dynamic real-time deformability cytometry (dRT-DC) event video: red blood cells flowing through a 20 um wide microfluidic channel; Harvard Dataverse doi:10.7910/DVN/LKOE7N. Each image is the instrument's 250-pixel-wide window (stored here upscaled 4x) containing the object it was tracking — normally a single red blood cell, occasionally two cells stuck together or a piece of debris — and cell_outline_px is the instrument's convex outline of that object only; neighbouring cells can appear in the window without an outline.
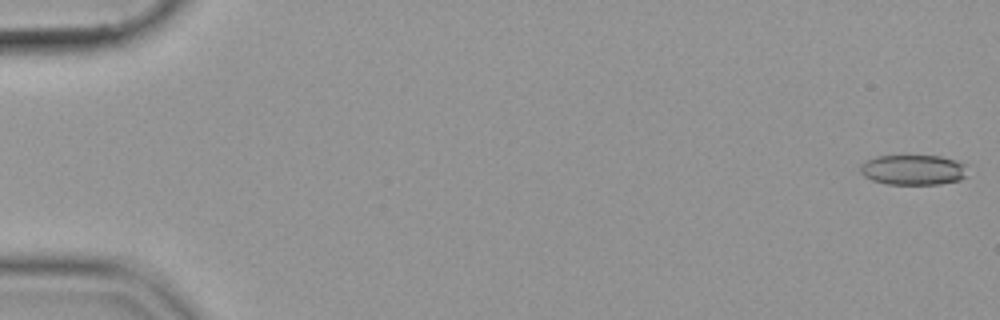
{"species": "common noctule bat (a hibernating species)", "species_latin": "Nyctalus noctula", "temperature_condition": "cold", "stored_images_in_passage": 55, "camera_frame_rate_fps": 3000, "um_per_image_px": 0.085, "animal": {"sex": "female", "body_mass_g": 19.9}, "frame": {"image": 1, "passage_image": 1, "time_ms": 0.0, "image_size_px": [1000, 320], "cell_outline_px": [[968, 176], [960, 180], [940, 184], [888, 184], [872, 180], [864, 176], [860, 172], [860, 164], [876, 156], [940, 156], [956, 160], [968, 164]], "centroid_in_image_um": [77.69, 14.44], "position_along_channel_um": 7.3, "area_um2": 19.13}}
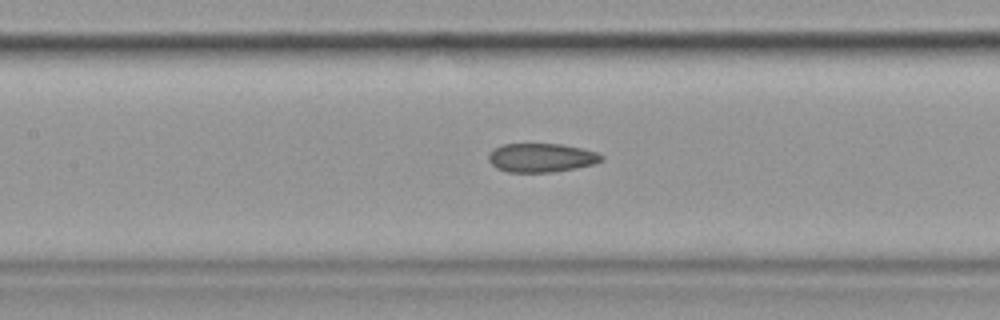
{"frame": {"image": 2, "passage_image": 26, "time_ms": 8.333, "image_size_px": [1000, 320], "cell_outline_px": [[604, 160], [592, 164], [576, 168], [552, 172], [508, 172], [496, 168], [488, 160], [488, 152], [504, 144], [560, 144], [580, 148], [596, 152], [604, 156]], "centroid_in_image_um": [46.0, 13.41], "position_along_channel_um": 161.4, "area_um2": 18.9}}
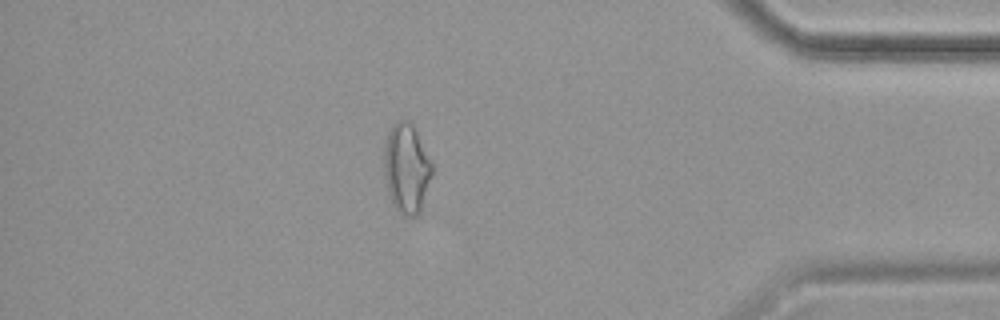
{"frame": {"image": 3, "passage_image": 48, "time_ms": 15.667, "image_size_px": [1000, 320], "cell_outline_px": [[432, 176], [420, 212], [416, 216], [404, 216], [392, 204], [388, 192], [384, 176], [384, 148], [388, 132], [392, 124], [396, 120], [408, 120], [412, 124], [432, 164]], "centroid_in_image_um": [34.54, 14.32], "position_along_channel_um": 400.7, "area_um2": 24.97}}